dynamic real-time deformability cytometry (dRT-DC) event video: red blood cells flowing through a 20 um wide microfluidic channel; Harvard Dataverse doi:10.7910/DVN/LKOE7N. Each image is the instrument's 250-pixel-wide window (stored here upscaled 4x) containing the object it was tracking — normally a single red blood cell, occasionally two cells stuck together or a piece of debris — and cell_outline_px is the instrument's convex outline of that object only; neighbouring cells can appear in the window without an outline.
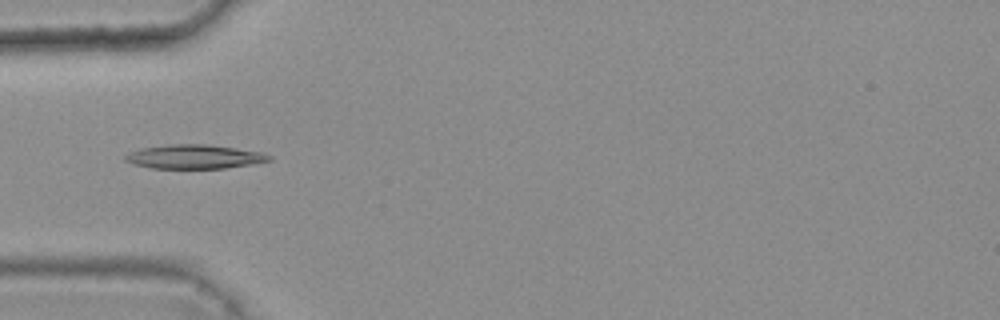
{"species": "common noctule bat (a hibernating species)", "species_latin": "Nyctalus noctula", "temperature_condition": "warm", "stored_images_in_passage": 5, "camera_frame_rate_fps": 3000, "um_per_image_px": 0.085, "animal": {"sex": "female", "body_mass_g": 25.1}, "frame": {"image": 1, "passage_image": 3, "time_ms": 0.667, "image_size_px": [1000, 320], "cell_outline_px": [[272, 160], [252, 164], [224, 168], [152, 168], [136, 164], [124, 160], [124, 156], [140, 148], [168, 144], [208, 144], [236, 148], [260, 152], [272, 156]], "centroid_in_image_um": [16.54, 13.31], "position_along_channel_um": 68.5, "area_um2": 20.0}}
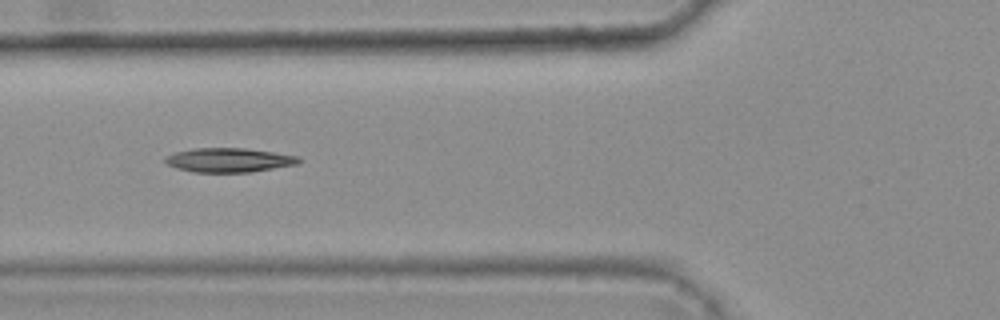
{"frame": {"image": 2, "passage_image": 4, "time_ms": 1.0, "image_size_px": [1000, 320], "cell_outline_px": [[300, 160], [296, 164], [248, 172], [192, 172], [168, 164], [164, 160], [168, 156], [176, 152], [192, 148], [244, 148], [300, 156]], "centroid_in_image_um": [19.46, 13.6], "position_along_channel_um": 106.3, "area_um2": 18.44}}
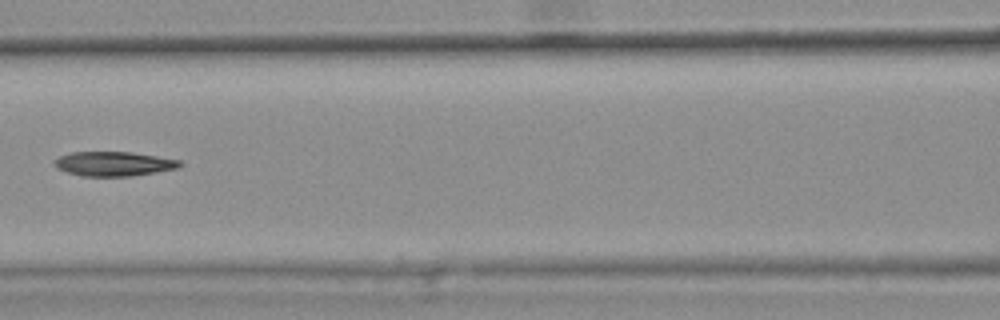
{"frame": {"image": 3, "passage_image": 5, "time_ms": 1.333, "image_size_px": [1000, 320], "cell_outline_px": [[184, 164], [180, 168], [132, 176], [80, 176], [56, 168], [52, 164], [52, 160], [60, 156], [72, 152], [132, 152], [180, 160]], "centroid_in_image_um": [9.66, 13.92], "position_along_channel_um": 156.9, "area_um2": 18.03}}